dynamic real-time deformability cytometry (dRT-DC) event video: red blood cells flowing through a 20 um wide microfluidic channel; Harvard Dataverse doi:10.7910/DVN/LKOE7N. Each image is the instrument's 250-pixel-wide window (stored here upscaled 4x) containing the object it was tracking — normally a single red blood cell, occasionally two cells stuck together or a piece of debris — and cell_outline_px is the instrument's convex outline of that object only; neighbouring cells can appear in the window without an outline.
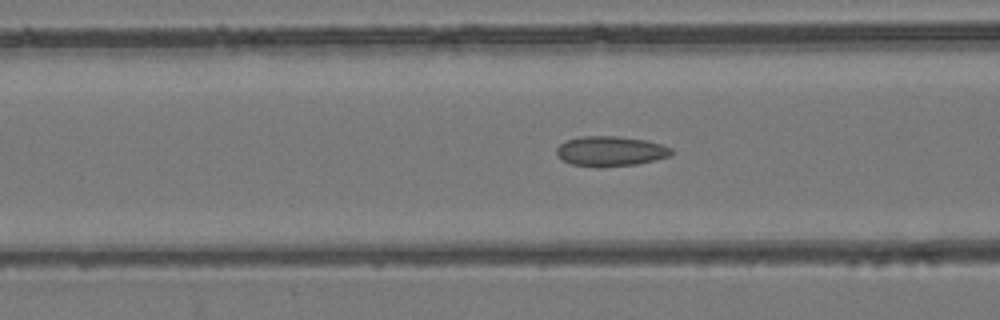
{"species": "common noctule bat (a hibernating species)", "species_latin": "Nyctalus noctula", "temperature_condition": "room temperature", "stored_images_in_passage": 52, "camera_frame_rate_fps": 3000, "um_per_image_px": 0.085, "animal": {"sex": "female", "body_mass_g": 24.6, "forearm_length_mm": 56.2}, "frame": {"image": 1, "passage_image": 20, "time_ms": 6.333, "image_size_px": [1000, 320], "cell_outline_px": [[672, 152], [668, 156], [636, 164], [600, 168], [596, 168], [572, 164], [556, 156], [556, 148], [560, 144], [568, 140], [580, 136], [616, 136], [644, 140], [660, 144], [672, 148]], "centroid_in_image_um": [51.83, 12.86], "position_along_channel_um": 114.8, "area_um2": 20.0}}
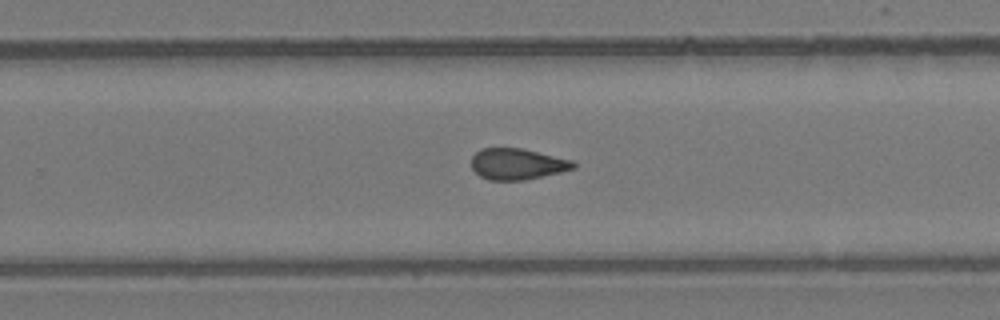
{"frame": {"image": 2, "passage_image": 33, "time_ms": 10.667, "image_size_px": [1000, 320], "cell_outline_px": [[576, 168], [560, 172], [524, 180], [488, 180], [480, 176], [472, 168], [472, 156], [480, 148], [520, 148], [572, 160], [576, 164]], "centroid_in_image_um": [43.95, 13.94], "position_along_channel_um": 285.8, "area_um2": 18.38}}
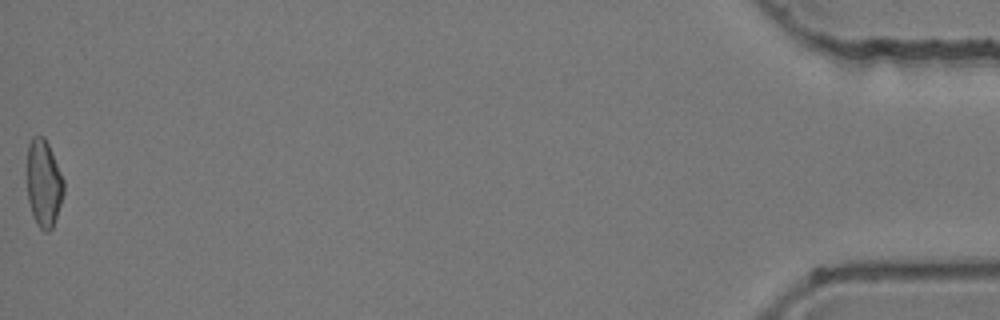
{"frame": {"image": 3, "passage_image": 52, "time_ms": 17.0, "image_size_px": [1000, 320], "cell_outline_px": [[64, 192], [52, 228], [48, 232], [44, 232], [36, 224], [28, 200], [28, 144], [32, 136], [44, 136], [48, 144], [64, 180]], "centroid_in_image_um": [3.72, 15.58], "position_along_channel_um": 431.5, "area_um2": 18.38}, "authors_computed_cell_mechanics": {"area_um2": 19.1607, "velocity_mm_per_s": 3.9532, "shape_relaxation_time_tau1_ms": null, "shape_relaxation_time_tau2_ms": 2.2874, "deformation_change_tau1": null, "deformation_change_tau2": 0.1}}